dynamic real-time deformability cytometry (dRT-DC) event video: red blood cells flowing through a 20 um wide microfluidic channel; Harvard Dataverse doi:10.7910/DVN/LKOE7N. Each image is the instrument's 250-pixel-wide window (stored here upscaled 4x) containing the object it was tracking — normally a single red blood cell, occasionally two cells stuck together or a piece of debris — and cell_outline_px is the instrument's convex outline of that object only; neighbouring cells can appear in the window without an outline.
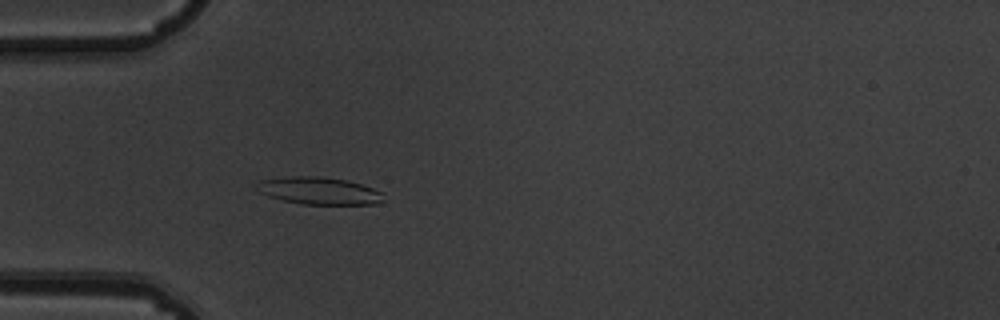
{"species": "common noctule bat (a hibernating species)", "species_latin": "Nyctalus noctula", "temperature_condition": "warm", "stored_images_in_passage": 4, "camera_frame_rate_fps": 3000, "um_per_image_px": 0.085, "animal": {"sex": "male", "body_mass_g": 19.5, "forearm_length_mm": 54.6}, "frame": {"image": 1, "passage_image": 4, "time_ms": 1.0, "image_size_px": [1000, 320], "cell_outline_px": [[384, 200], [376, 204], [300, 204], [268, 196], [256, 192], [252, 184], [260, 180], [292, 176], [324, 176], [344, 180], [360, 184], [384, 192]], "centroid_in_image_um": [27.06, 16.21], "position_along_channel_um": 57.9, "area_um2": 20.46}}